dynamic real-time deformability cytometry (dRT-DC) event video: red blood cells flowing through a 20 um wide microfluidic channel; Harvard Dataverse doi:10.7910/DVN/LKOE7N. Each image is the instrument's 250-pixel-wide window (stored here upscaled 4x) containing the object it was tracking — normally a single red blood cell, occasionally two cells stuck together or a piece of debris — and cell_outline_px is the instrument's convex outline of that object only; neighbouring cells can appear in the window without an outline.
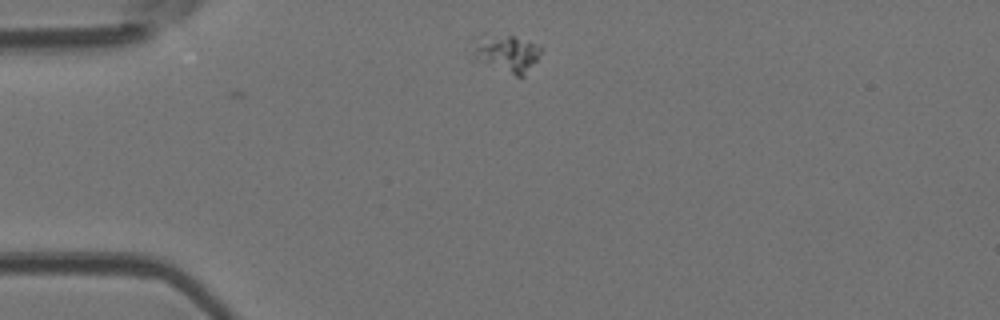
{"species": "Egyptian fruit bat (a non-hibernating species)", "species_latin": "Rousettus aegyptiacus", "temperature_condition": "room temperature", "stored_images_in_passage": 2, "camera_frame_rate_fps": 3000, "um_per_image_px": 0.085, "animal": {"sex": "female"}, "frame": {"image": 1, "passage_image": 1, "time_ms": 0.0, "image_size_px": [1000, 320], "cell_outline_px": [[544, 48], [536, 60], [524, 76], [516, 76], [472, 56], [476, 48], [508, 36], [512, 36], [528, 40], [540, 44]], "centroid_in_image_um": [43.37, 4.64], "position_along_channel_um": 41.6, "area_um2": 12.77}}